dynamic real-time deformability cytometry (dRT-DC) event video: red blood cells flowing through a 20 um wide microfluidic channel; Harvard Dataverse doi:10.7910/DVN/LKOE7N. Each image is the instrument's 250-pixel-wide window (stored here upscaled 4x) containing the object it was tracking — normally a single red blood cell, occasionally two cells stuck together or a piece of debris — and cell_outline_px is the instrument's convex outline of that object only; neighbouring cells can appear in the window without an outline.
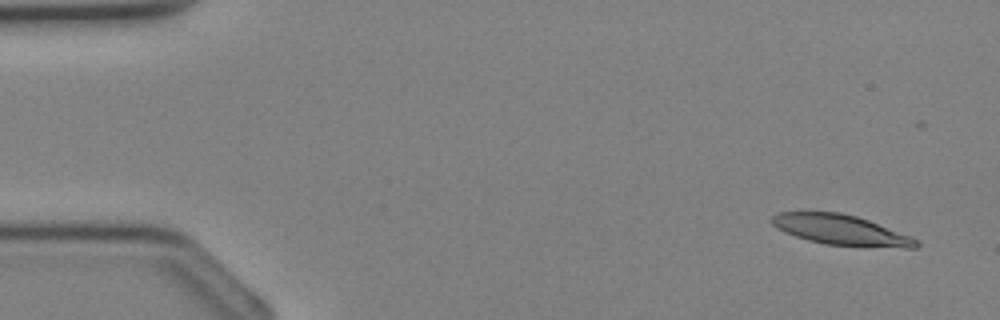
{"species": "Egyptian fruit bat (a non-hibernating species)", "species_latin": "Rousettus aegyptiacus", "temperature_condition": "cold", "stored_images_in_passage": 8, "camera_frame_rate_fps": 3000, "um_per_image_px": 0.085, "animal": {"sex": "female"}, "frame": {"image": 1, "passage_image": 1, "time_ms": 0.0, "image_size_px": [1000, 320], "cell_outline_px": [[920, 244], [916, 248], [904, 248], [828, 244], [808, 240], [784, 232], [776, 228], [772, 224], [772, 216], [780, 212], [840, 212], [856, 216], [868, 220], [908, 236], [916, 240]], "centroid_in_image_um": [71.44, 19.54], "position_along_channel_um": 13.6, "area_um2": 24.85}}